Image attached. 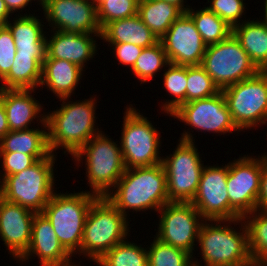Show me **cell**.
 Segmentation results:
<instances>
[{"mask_svg": "<svg viewBox=\"0 0 267 266\" xmlns=\"http://www.w3.org/2000/svg\"><path fill=\"white\" fill-rule=\"evenodd\" d=\"M220 92L201 65L187 66L186 103L209 98Z\"/></svg>", "mask_w": 267, "mask_h": 266, "instance_id": "cell-35", "label": "cell"}, {"mask_svg": "<svg viewBox=\"0 0 267 266\" xmlns=\"http://www.w3.org/2000/svg\"><path fill=\"white\" fill-rule=\"evenodd\" d=\"M0 158H2L3 175L2 180L9 175L21 172L28 167L34 165L38 160L28 154L19 152H0ZM0 178V180H1Z\"/></svg>", "mask_w": 267, "mask_h": 266, "instance_id": "cell-39", "label": "cell"}, {"mask_svg": "<svg viewBox=\"0 0 267 266\" xmlns=\"http://www.w3.org/2000/svg\"><path fill=\"white\" fill-rule=\"evenodd\" d=\"M201 66L220 91L260 71L233 33L223 41L206 47Z\"/></svg>", "mask_w": 267, "mask_h": 266, "instance_id": "cell-10", "label": "cell"}, {"mask_svg": "<svg viewBox=\"0 0 267 266\" xmlns=\"http://www.w3.org/2000/svg\"><path fill=\"white\" fill-rule=\"evenodd\" d=\"M97 198L90 191L54 193L42 211L51 222L60 243L72 256L75 253L81 255L85 221Z\"/></svg>", "mask_w": 267, "mask_h": 266, "instance_id": "cell-5", "label": "cell"}, {"mask_svg": "<svg viewBox=\"0 0 267 266\" xmlns=\"http://www.w3.org/2000/svg\"><path fill=\"white\" fill-rule=\"evenodd\" d=\"M264 6H265V8H264V22L267 24V0H265V3H264Z\"/></svg>", "mask_w": 267, "mask_h": 266, "instance_id": "cell-47", "label": "cell"}, {"mask_svg": "<svg viewBox=\"0 0 267 266\" xmlns=\"http://www.w3.org/2000/svg\"><path fill=\"white\" fill-rule=\"evenodd\" d=\"M166 67L168 69L163 75L164 88L175 98L166 100L161 111L169 115L181 104L186 103L187 66L169 63Z\"/></svg>", "mask_w": 267, "mask_h": 266, "instance_id": "cell-32", "label": "cell"}, {"mask_svg": "<svg viewBox=\"0 0 267 266\" xmlns=\"http://www.w3.org/2000/svg\"><path fill=\"white\" fill-rule=\"evenodd\" d=\"M56 156L38 160L34 165L0 181V196L35 213H42L54 192Z\"/></svg>", "mask_w": 267, "mask_h": 266, "instance_id": "cell-4", "label": "cell"}, {"mask_svg": "<svg viewBox=\"0 0 267 266\" xmlns=\"http://www.w3.org/2000/svg\"><path fill=\"white\" fill-rule=\"evenodd\" d=\"M52 37H46V56L51 59H61L72 62L82 69L84 63L93 59L97 52L94 36L101 38V33H65L54 30ZM93 34V35H92Z\"/></svg>", "mask_w": 267, "mask_h": 266, "instance_id": "cell-20", "label": "cell"}, {"mask_svg": "<svg viewBox=\"0 0 267 266\" xmlns=\"http://www.w3.org/2000/svg\"><path fill=\"white\" fill-rule=\"evenodd\" d=\"M257 210L267 211V154L262 156V173L260 176L259 192L256 201Z\"/></svg>", "mask_w": 267, "mask_h": 266, "instance_id": "cell-41", "label": "cell"}, {"mask_svg": "<svg viewBox=\"0 0 267 266\" xmlns=\"http://www.w3.org/2000/svg\"><path fill=\"white\" fill-rule=\"evenodd\" d=\"M13 21H8L6 26L13 35L16 54L46 55V34L41 20L32 14H24Z\"/></svg>", "mask_w": 267, "mask_h": 266, "instance_id": "cell-24", "label": "cell"}, {"mask_svg": "<svg viewBox=\"0 0 267 266\" xmlns=\"http://www.w3.org/2000/svg\"><path fill=\"white\" fill-rule=\"evenodd\" d=\"M226 222H228V226ZM222 223H225L226 226ZM231 223H240L242 232H237L234 227L232 228ZM197 242L201 247L204 266H244L252 262L248 233L242 218L203 221ZM194 266L202 265L197 259L194 260Z\"/></svg>", "mask_w": 267, "mask_h": 266, "instance_id": "cell-3", "label": "cell"}, {"mask_svg": "<svg viewBox=\"0 0 267 266\" xmlns=\"http://www.w3.org/2000/svg\"><path fill=\"white\" fill-rule=\"evenodd\" d=\"M96 263L100 266H148V251L125 240L106 252Z\"/></svg>", "mask_w": 267, "mask_h": 266, "instance_id": "cell-31", "label": "cell"}, {"mask_svg": "<svg viewBox=\"0 0 267 266\" xmlns=\"http://www.w3.org/2000/svg\"><path fill=\"white\" fill-rule=\"evenodd\" d=\"M184 12L163 0H139L137 14L143 23L160 39Z\"/></svg>", "mask_w": 267, "mask_h": 266, "instance_id": "cell-28", "label": "cell"}, {"mask_svg": "<svg viewBox=\"0 0 267 266\" xmlns=\"http://www.w3.org/2000/svg\"><path fill=\"white\" fill-rule=\"evenodd\" d=\"M69 98H62L61 107L45 114L47 124L48 145L51 153L58 148L66 149L73 157L88 141L99 134L95 127L96 99H84L76 102H66ZM71 102V103H70Z\"/></svg>", "mask_w": 267, "mask_h": 266, "instance_id": "cell-2", "label": "cell"}, {"mask_svg": "<svg viewBox=\"0 0 267 266\" xmlns=\"http://www.w3.org/2000/svg\"><path fill=\"white\" fill-rule=\"evenodd\" d=\"M34 215L35 212L0 196V238L15 260L29 247Z\"/></svg>", "mask_w": 267, "mask_h": 266, "instance_id": "cell-18", "label": "cell"}, {"mask_svg": "<svg viewBox=\"0 0 267 266\" xmlns=\"http://www.w3.org/2000/svg\"><path fill=\"white\" fill-rule=\"evenodd\" d=\"M82 71L84 70L81 67L72 62L46 56L40 86L49 88L56 98H69L82 78Z\"/></svg>", "mask_w": 267, "mask_h": 266, "instance_id": "cell-22", "label": "cell"}, {"mask_svg": "<svg viewBox=\"0 0 267 266\" xmlns=\"http://www.w3.org/2000/svg\"><path fill=\"white\" fill-rule=\"evenodd\" d=\"M262 173V156L244 155L228 164L227 191L229 220L242 218L256 210Z\"/></svg>", "mask_w": 267, "mask_h": 266, "instance_id": "cell-12", "label": "cell"}, {"mask_svg": "<svg viewBox=\"0 0 267 266\" xmlns=\"http://www.w3.org/2000/svg\"><path fill=\"white\" fill-rule=\"evenodd\" d=\"M40 128L9 131L0 140V152H19L34 156L37 160L51 154L48 145L47 124Z\"/></svg>", "mask_w": 267, "mask_h": 266, "instance_id": "cell-26", "label": "cell"}, {"mask_svg": "<svg viewBox=\"0 0 267 266\" xmlns=\"http://www.w3.org/2000/svg\"><path fill=\"white\" fill-rule=\"evenodd\" d=\"M16 51L13 35L9 28L5 26L0 29V80L10 72Z\"/></svg>", "mask_w": 267, "mask_h": 266, "instance_id": "cell-38", "label": "cell"}, {"mask_svg": "<svg viewBox=\"0 0 267 266\" xmlns=\"http://www.w3.org/2000/svg\"><path fill=\"white\" fill-rule=\"evenodd\" d=\"M244 266H267V263L252 261L251 263H248V264H246Z\"/></svg>", "mask_w": 267, "mask_h": 266, "instance_id": "cell-46", "label": "cell"}, {"mask_svg": "<svg viewBox=\"0 0 267 266\" xmlns=\"http://www.w3.org/2000/svg\"><path fill=\"white\" fill-rule=\"evenodd\" d=\"M132 105L123 116L120 148L126 169L149 167L162 163L159 132L143 114Z\"/></svg>", "mask_w": 267, "mask_h": 266, "instance_id": "cell-9", "label": "cell"}, {"mask_svg": "<svg viewBox=\"0 0 267 266\" xmlns=\"http://www.w3.org/2000/svg\"><path fill=\"white\" fill-rule=\"evenodd\" d=\"M148 251V266H194V257L187 251L165 244L154 237Z\"/></svg>", "mask_w": 267, "mask_h": 266, "instance_id": "cell-33", "label": "cell"}, {"mask_svg": "<svg viewBox=\"0 0 267 266\" xmlns=\"http://www.w3.org/2000/svg\"><path fill=\"white\" fill-rule=\"evenodd\" d=\"M207 8L224 20L231 28L240 24L245 3L243 0H211Z\"/></svg>", "mask_w": 267, "mask_h": 266, "instance_id": "cell-37", "label": "cell"}, {"mask_svg": "<svg viewBox=\"0 0 267 266\" xmlns=\"http://www.w3.org/2000/svg\"><path fill=\"white\" fill-rule=\"evenodd\" d=\"M11 12L8 10L4 0H0V18L7 23L10 19Z\"/></svg>", "mask_w": 267, "mask_h": 266, "instance_id": "cell-44", "label": "cell"}, {"mask_svg": "<svg viewBox=\"0 0 267 266\" xmlns=\"http://www.w3.org/2000/svg\"><path fill=\"white\" fill-rule=\"evenodd\" d=\"M10 131L4 105L0 100V140Z\"/></svg>", "mask_w": 267, "mask_h": 266, "instance_id": "cell-43", "label": "cell"}, {"mask_svg": "<svg viewBox=\"0 0 267 266\" xmlns=\"http://www.w3.org/2000/svg\"><path fill=\"white\" fill-rule=\"evenodd\" d=\"M222 92L239 130L267 124V71H259Z\"/></svg>", "mask_w": 267, "mask_h": 266, "instance_id": "cell-11", "label": "cell"}, {"mask_svg": "<svg viewBox=\"0 0 267 266\" xmlns=\"http://www.w3.org/2000/svg\"><path fill=\"white\" fill-rule=\"evenodd\" d=\"M6 23L0 18V29L4 28Z\"/></svg>", "mask_w": 267, "mask_h": 266, "instance_id": "cell-48", "label": "cell"}, {"mask_svg": "<svg viewBox=\"0 0 267 266\" xmlns=\"http://www.w3.org/2000/svg\"><path fill=\"white\" fill-rule=\"evenodd\" d=\"M46 55L16 54L10 72L1 80L0 89H37L42 79Z\"/></svg>", "mask_w": 267, "mask_h": 266, "instance_id": "cell-27", "label": "cell"}, {"mask_svg": "<svg viewBox=\"0 0 267 266\" xmlns=\"http://www.w3.org/2000/svg\"><path fill=\"white\" fill-rule=\"evenodd\" d=\"M96 2V4H98L101 0H94Z\"/></svg>", "mask_w": 267, "mask_h": 266, "instance_id": "cell-50", "label": "cell"}, {"mask_svg": "<svg viewBox=\"0 0 267 266\" xmlns=\"http://www.w3.org/2000/svg\"><path fill=\"white\" fill-rule=\"evenodd\" d=\"M101 39L109 44L131 43L142 48L159 42L158 37L143 23L138 14L108 23L101 31Z\"/></svg>", "mask_w": 267, "mask_h": 266, "instance_id": "cell-23", "label": "cell"}, {"mask_svg": "<svg viewBox=\"0 0 267 266\" xmlns=\"http://www.w3.org/2000/svg\"><path fill=\"white\" fill-rule=\"evenodd\" d=\"M242 220L248 233L252 261L267 263V211L256 209L244 215Z\"/></svg>", "mask_w": 267, "mask_h": 266, "instance_id": "cell-29", "label": "cell"}, {"mask_svg": "<svg viewBox=\"0 0 267 266\" xmlns=\"http://www.w3.org/2000/svg\"><path fill=\"white\" fill-rule=\"evenodd\" d=\"M159 241L193 255L195 242L204 220L191 202H169L160 208ZM196 239V240H195Z\"/></svg>", "mask_w": 267, "mask_h": 266, "instance_id": "cell-13", "label": "cell"}, {"mask_svg": "<svg viewBox=\"0 0 267 266\" xmlns=\"http://www.w3.org/2000/svg\"><path fill=\"white\" fill-rule=\"evenodd\" d=\"M42 6L48 1V0H38Z\"/></svg>", "mask_w": 267, "mask_h": 266, "instance_id": "cell-49", "label": "cell"}, {"mask_svg": "<svg viewBox=\"0 0 267 266\" xmlns=\"http://www.w3.org/2000/svg\"><path fill=\"white\" fill-rule=\"evenodd\" d=\"M139 0H101L97 4V18L101 29L108 23L137 14Z\"/></svg>", "mask_w": 267, "mask_h": 266, "instance_id": "cell-36", "label": "cell"}, {"mask_svg": "<svg viewBox=\"0 0 267 266\" xmlns=\"http://www.w3.org/2000/svg\"><path fill=\"white\" fill-rule=\"evenodd\" d=\"M83 156L87 180L92 188L90 192L98 197H105L126 170L120 145L108 138L104 132H100L72 158L79 164Z\"/></svg>", "mask_w": 267, "mask_h": 266, "instance_id": "cell-7", "label": "cell"}, {"mask_svg": "<svg viewBox=\"0 0 267 266\" xmlns=\"http://www.w3.org/2000/svg\"><path fill=\"white\" fill-rule=\"evenodd\" d=\"M42 9L53 31L73 34L102 31L97 18V4L94 0H48Z\"/></svg>", "mask_w": 267, "mask_h": 266, "instance_id": "cell-15", "label": "cell"}, {"mask_svg": "<svg viewBox=\"0 0 267 266\" xmlns=\"http://www.w3.org/2000/svg\"><path fill=\"white\" fill-rule=\"evenodd\" d=\"M168 64L166 52L159 41L151 47L143 48L131 71L141 83H144L152 79L156 72H160L159 70Z\"/></svg>", "mask_w": 267, "mask_h": 266, "instance_id": "cell-34", "label": "cell"}, {"mask_svg": "<svg viewBox=\"0 0 267 266\" xmlns=\"http://www.w3.org/2000/svg\"><path fill=\"white\" fill-rule=\"evenodd\" d=\"M159 41L169 63L183 66L201 65L207 45L187 13L176 19Z\"/></svg>", "mask_w": 267, "mask_h": 266, "instance_id": "cell-16", "label": "cell"}, {"mask_svg": "<svg viewBox=\"0 0 267 266\" xmlns=\"http://www.w3.org/2000/svg\"><path fill=\"white\" fill-rule=\"evenodd\" d=\"M168 3L174 4L177 7H179L184 13H186L189 9L190 6L184 5L185 1L184 0H163ZM186 6V7H185Z\"/></svg>", "mask_w": 267, "mask_h": 266, "instance_id": "cell-45", "label": "cell"}, {"mask_svg": "<svg viewBox=\"0 0 267 266\" xmlns=\"http://www.w3.org/2000/svg\"><path fill=\"white\" fill-rule=\"evenodd\" d=\"M32 92L34 89H0V100L6 111L10 131L29 129L31 122L37 117L39 123L46 124L45 115L39 114L43 106L33 98Z\"/></svg>", "mask_w": 267, "mask_h": 266, "instance_id": "cell-21", "label": "cell"}, {"mask_svg": "<svg viewBox=\"0 0 267 266\" xmlns=\"http://www.w3.org/2000/svg\"><path fill=\"white\" fill-rule=\"evenodd\" d=\"M109 45L113 47L112 52H115V58H117L120 64L124 66L128 65L130 69L133 68L137 58L143 50L142 47L131 43L108 44V46Z\"/></svg>", "mask_w": 267, "mask_h": 266, "instance_id": "cell-40", "label": "cell"}, {"mask_svg": "<svg viewBox=\"0 0 267 266\" xmlns=\"http://www.w3.org/2000/svg\"><path fill=\"white\" fill-rule=\"evenodd\" d=\"M187 126L207 132L232 133L240 131L233 122L222 91L216 95L181 104L171 114Z\"/></svg>", "mask_w": 267, "mask_h": 266, "instance_id": "cell-14", "label": "cell"}, {"mask_svg": "<svg viewBox=\"0 0 267 266\" xmlns=\"http://www.w3.org/2000/svg\"><path fill=\"white\" fill-rule=\"evenodd\" d=\"M259 20H245L232 28L251 61L260 71H267V24Z\"/></svg>", "mask_w": 267, "mask_h": 266, "instance_id": "cell-25", "label": "cell"}, {"mask_svg": "<svg viewBox=\"0 0 267 266\" xmlns=\"http://www.w3.org/2000/svg\"><path fill=\"white\" fill-rule=\"evenodd\" d=\"M186 13L194 21L207 46L223 41L232 33V28L207 7L196 11L191 8Z\"/></svg>", "mask_w": 267, "mask_h": 266, "instance_id": "cell-30", "label": "cell"}, {"mask_svg": "<svg viewBox=\"0 0 267 266\" xmlns=\"http://www.w3.org/2000/svg\"><path fill=\"white\" fill-rule=\"evenodd\" d=\"M112 189L105 198L125 217L129 209L136 212L152 209L158 212L169 203L162 163L126 169Z\"/></svg>", "mask_w": 267, "mask_h": 266, "instance_id": "cell-1", "label": "cell"}, {"mask_svg": "<svg viewBox=\"0 0 267 266\" xmlns=\"http://www.w3.org/2000/svg\"><path fill=\"white\" fill-rule=\"evenodd\" d=\"M35 255L39 258L40 266H72L74 264L72 255L62 246L51 222L43 213H35L29 247L18 260L23 262Z\"/></svg>", "mask_w": 267, "mask_h": 266, "instance_id": "cell-19", "label": "cell"}, {"mask_svg": "<svg viewBox=\"0 0 267 266\" xmlns=\"http://www.w3.org/2000/svg\"><path fill=\"white\" fill-rule=\"evenodd\" d=\"M31 1L32 0H4L8 10L11 13H14L16 11L18 12V10H20V9L22 11L23 8L25 9V7L28 6L29 2H31Z\"/></svg>", "mask_w": 267, "mask_h": 266, "instance_id": "cell-42", "label": "cell"}, {"mask_svg": "<svg viewBox=\"0 0 267 266\" xmlns=\"http://www.w3.org/2000/svg\"><path fill=\"white\" fill-rule=\"evenodd\" d=\"M228 164L205 166L191 203L203 220H229Z\"/></svg>", "mask_w": 267, "mask_h": 266, "instance_id": "cell-17", "label": "cell"}, {"mask_svg": "<svg viewBox=\"0 0 267 266\" xmlns=\"http://www.w3.org/2000/svg\"><path fill=\"white\" fill-rule=\"evenodd\" d=\"M128 217L120 213L105 197H98L88 212L83 237L81 255L95 263L128 236Z\"/></svg>", "mask_w": 267, "mask_h": 266, "instance_id": "cell-6", "label": "cell"}, {"mask_svg": "<svg viewBox=\"0 0 267 266\" xmlns=\"http://www.w3.org/2000/svg\"><path fill=\"white\" fill-rule=\"evenodd\" d=\"M193 138L190 131L183 132L173 155L162 158L169 202H191L197 192L205 166Z\"/></svg>", "mask_w": 267, "mask_h": 266, "instance_id": "cell-8", "label": "cell"}]
</instances>
